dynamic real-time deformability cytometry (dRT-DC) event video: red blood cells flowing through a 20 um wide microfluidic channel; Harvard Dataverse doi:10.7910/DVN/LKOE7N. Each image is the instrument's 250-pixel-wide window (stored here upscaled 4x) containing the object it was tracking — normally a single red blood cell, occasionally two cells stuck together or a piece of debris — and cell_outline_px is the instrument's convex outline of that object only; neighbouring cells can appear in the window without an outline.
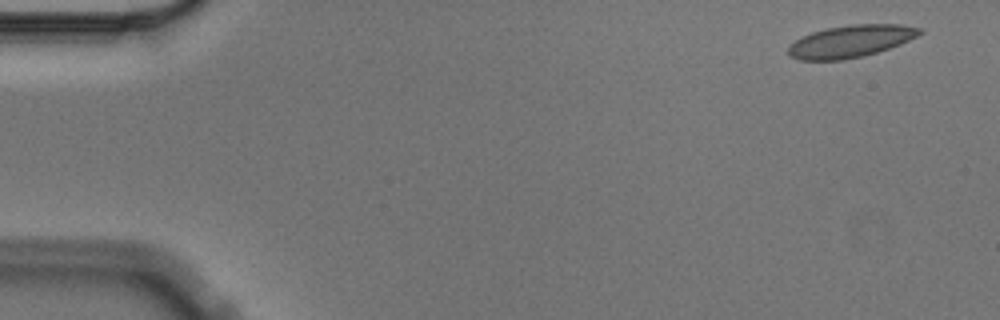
{"species": "Egyptian fruit bat (a non-hibernating species)", "species_latin": "Rousettus aegyptiacus", "temperature_condition": "cold", "stored_images_in_passage": 8, "camera_frame_rate_fps": 3000, "um_per_image_px": 0.085, "animal": {"sex": "male"}, "frame": {"image": 1, "passage_image": 1, "time_ms": 0.0, "image_size_px": [1000, 320], "cell_outline_px": [[924, 32], [900, 44], [876, 52], [844, 60], [800, 60], [788, 56], [788, 48], [796, 40], [812, 32], [828, 28], [852, 24], [900, 24], [924, 28]], "centroid_in_image_um": [72.32, 3.5], "position_along_channel_um": 12.7, "area_um2": 24.45}}
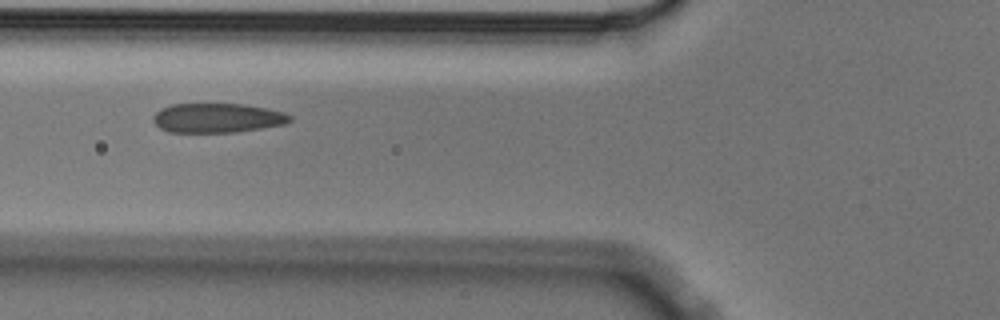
{"frame": {"image": 2, "passage_image": 6, "time_ms": 1.667, "image_size_px": [1000, 320], "cell_outline_px": [[292, 120], [284, 124], [236, 132], [168, 132], [160, 128], [152, 120], [152, 116], [160, 108], [172, 104], [244, 104], [268, 108], [284, 112], [292, 116]], "centroid_in_image_um": [18.46, 10.02], "position_along_channel_um": 107.3, "area_um2": 23.52}}
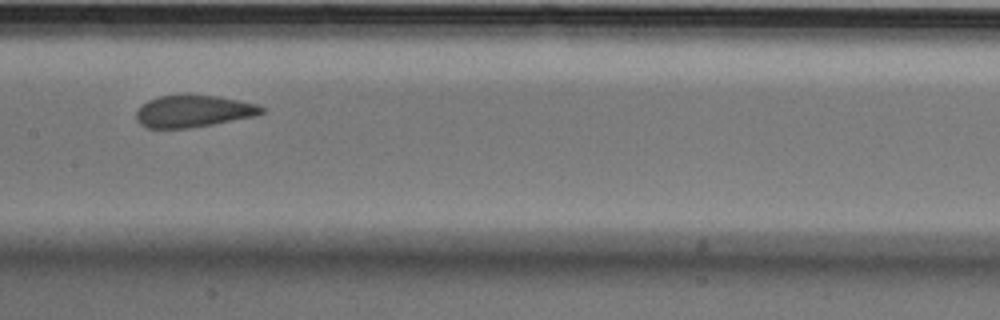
{"frame": {"image": 3, "passage_image": 8, "time_ms": 2.333, "image_size_px": [1000, 320], "cell_outline_px": [[264, 112], [256, 116], [212, 124], [188, 128], [148, 128], [140, 124], [136, 120], [136, 112], [140, 104], [148, 100], [160, 96], [184, 92], [188, 92], [216, 96], [240, 100], [256, 104], [264, 108]], "centroid_in_image_um": [16.4, 9.41], "position_along_channel_um": 191.0, "area_um2": 23.99}}